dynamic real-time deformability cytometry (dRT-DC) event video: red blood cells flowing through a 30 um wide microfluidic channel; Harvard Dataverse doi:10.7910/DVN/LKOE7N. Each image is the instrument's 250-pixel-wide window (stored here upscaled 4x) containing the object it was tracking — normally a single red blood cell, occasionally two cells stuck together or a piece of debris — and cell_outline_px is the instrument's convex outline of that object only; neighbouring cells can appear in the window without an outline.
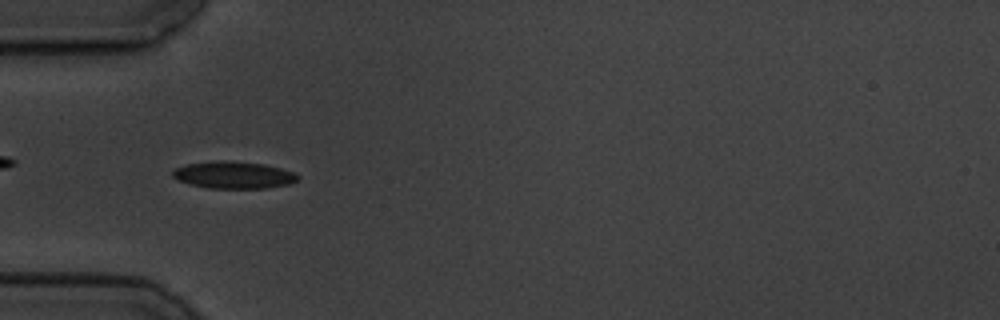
{"species": "common noctule bat (a hibernating species)", "species_latin": "Nyctalus noctula", "temperature_condition": "cold", "stored_images_in_passage": 9, "camera_frame_rate_fps": 3000, "um_per_image_px": 0.085, "animal": {"sex": "male", "body_mass_g": 19.5, "forearm_length_mm": 54.6}, "frame": {"image": 1, "passage_image": 6, "time_ms": 6.0, "image_size_px": [1000, 320], "cell_outline_px": [[300, 176], [296, 180], [288, 184], [268, 188], [208, 188], [192, 184], [180, 180], [172, 176], [172, 172], [176, 168], [188, 164], [216, 160], [232, 160], [264, 164], [280, 168], [292, 172]], "centroid_in_image_um": [19.87, 14.86], "position_along_channel_um": 65.1, "area_um2": 19.59}}
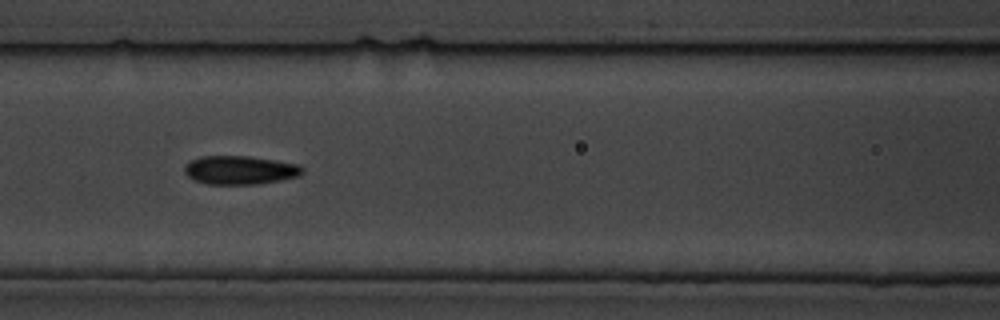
{"frame": {"image": 2, "passage_image": 8, "time_ms": 8.333, "image_size_px": [1000, 320], "cell_outline_px": [[304, 172], [300, 176], [260, 184], [208, 184], [192, 180], [184, 172], [184, 168], [192, 160], [200, 156], [248, 156], [300, 164], [304, 168]], "centroid_in_image_um": [20.43, 14.46], "position_along_channel_um": 146.2, "area_um2": 19.77}}
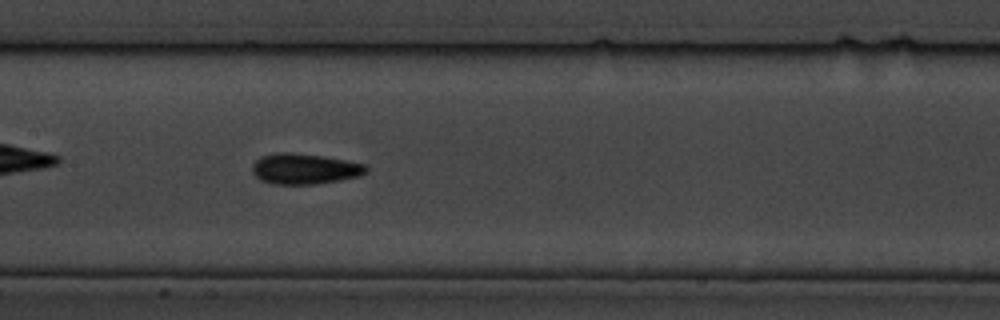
{"frame": {"image": 3, "passage_image": 9, "time_ms": 9.333, "image_size_px": [1000, 320], "cell_outline_px": [[368, 172], [360, 176], [340, 180], [316, 184], [272, 184], [260, 180], [252, 172], [252, 164], [260, 156], [276, 152], [292, 152], [320, 156], [344, 160], [364, 164], [368, 168]], "centroid_in_image_um": [25.86, 14.35], "position_along_channel_um": 181.5, "area_um2": 20.4}}